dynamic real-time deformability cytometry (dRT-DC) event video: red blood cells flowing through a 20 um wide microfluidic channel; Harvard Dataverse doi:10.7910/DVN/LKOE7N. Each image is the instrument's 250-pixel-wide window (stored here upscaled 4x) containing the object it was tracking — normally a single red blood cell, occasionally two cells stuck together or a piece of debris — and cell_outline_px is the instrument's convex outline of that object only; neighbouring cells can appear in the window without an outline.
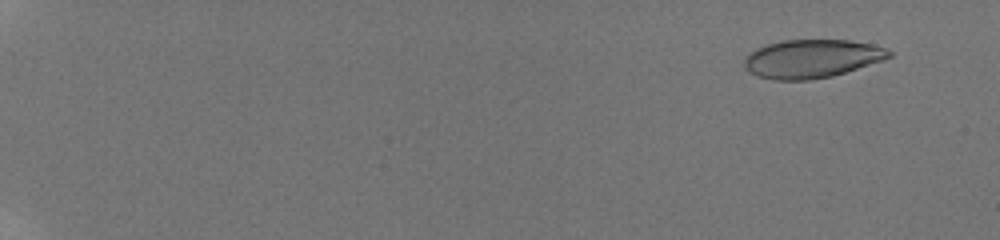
{"species": "human", "species_latin": "Homo sapiens", "temperature_condition": "room temperature", "stored_images_in_passage": 63, "camera_frame_rate_fps": 3000, "um_per_image_px": 0.085, "donor": {"sex": "male"}, "frame": {"image": 1, "passage_image": 6, "time_ms": 1.333, "image_size_px": [1000, 240], "cell_outline_px": [[892, 56], [884, 60], [832, 76], [808, 80], [772, 80], [756, 76], [744, 68], [744, 60], [756, 48], [768, 44], [784, 40], [848, 40], [872, 44], [888, 48], [892, 52]], "centroid_in_image_um": [69.02, 4.99], "position_along_channel_um": 16.0, "area_um2": 32.43}}
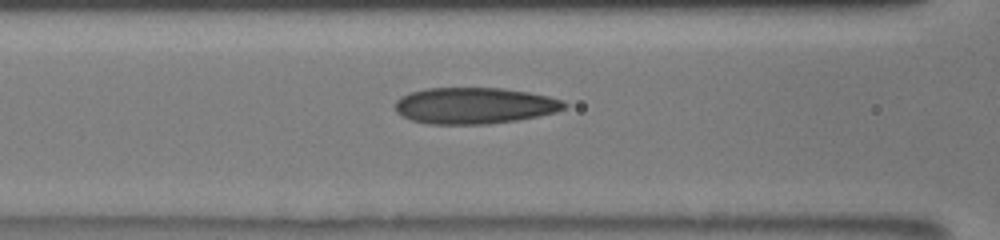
{"frame": {"image": 2, "passage_image": 35, "time_ms": 9.333, "image_size_px": [1000, 240], "cell_outline_px": [[568, 104], [564, 108], [556, 112], [516, 120], [488, 124], [428, 124], [412, 120], [396, 112], [396, 100], [400, 96], [412, 92], [428, 88], [504, 88], [528, 92], [548, 96], [564, 100]], "centroid_in_image_um": [40.34, 8.97], "position_along_channel_um": 126.3, "area_um2": 35.72}}
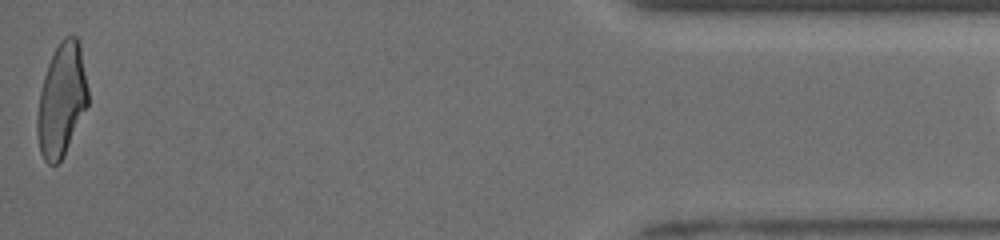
{"frame": {"image": 3, "passage_image": 62, "time_ms": 18.667, "image_size_px": [1000, 240], "cell_outline_px": [[88, 104], [64, 156], [56, 164], [48, 164], [44, 160], [40, 152], [36, 132], [36, 112], [40, 92], [44, 76], [48, 64], [60, 40], [64, 36], [76, 36], [80, 44], [88, 88]], "centroid_in_image_um": [5.22, 8.51], "position_along_channel_um": 430.0, "area_um2": 33.47}}